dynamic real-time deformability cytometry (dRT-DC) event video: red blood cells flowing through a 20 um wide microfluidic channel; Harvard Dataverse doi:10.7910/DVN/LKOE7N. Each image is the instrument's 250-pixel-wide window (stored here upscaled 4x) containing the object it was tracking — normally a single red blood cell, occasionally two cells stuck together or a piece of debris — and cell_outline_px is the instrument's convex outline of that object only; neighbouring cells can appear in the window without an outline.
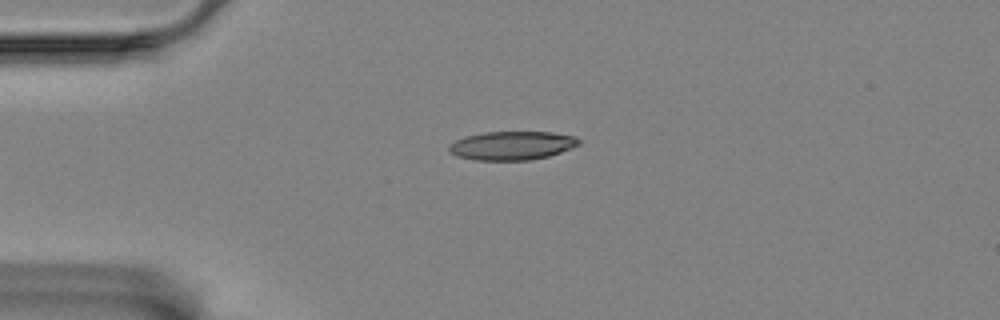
{"species": "Egyptian fruit bat (a non-hibernating species)", "species_latin": "Rousettus aegyptiacus", "temperature_condition": "room temperature", "stored_images_in_passage": 45, "camera_frame_rate_fps": 3000, "um_per_image_px": 0.085, "animal": {"sex": "female"}, "frame": {"image": 1, "passage_image": 1, "time_ms": 0.0, "image_size_px": [1000, 320], "cell_outline_px": [[580, 144], [572, 148], [548, 156], [528, 160], [476, 160], [456, 156], [448, 152], [448, 144], [456, 140], [468, 136], [484, 132], [552, 132], [572, 136], [580, 140]], "centroid_in_image_um": [43.49, 12.37], "position_along_channel_um": 41.5, "area_um2": 21.62}}
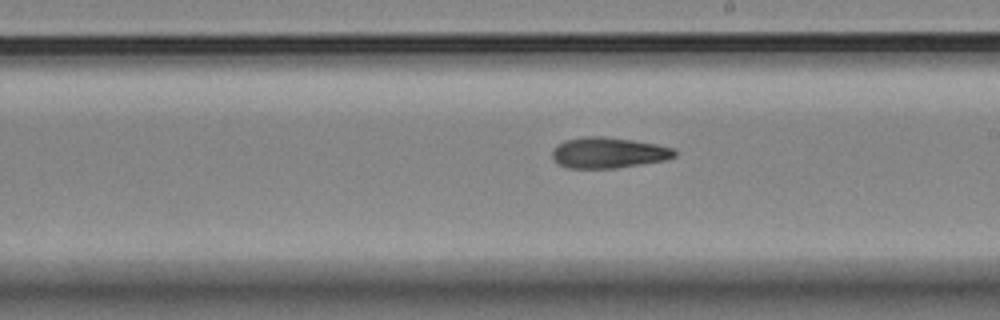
{"frame": {"image": 2, "passage_image": 20, "time_ms": 6.333, "image_size_px": [1000, 320], "cell_outline_px": [[676, 156], [668, 160], [616, 168], [568, 168], [552, 160], [552, 152], [556, 144], [564, 140], [588, 136], [604, 136], [632, 140], [656, 144], [676, 148]], "centroid_in_image_um": [51.73, 12.98], "position_along_channel_um": 237.3, "area_um2": 22.2}}
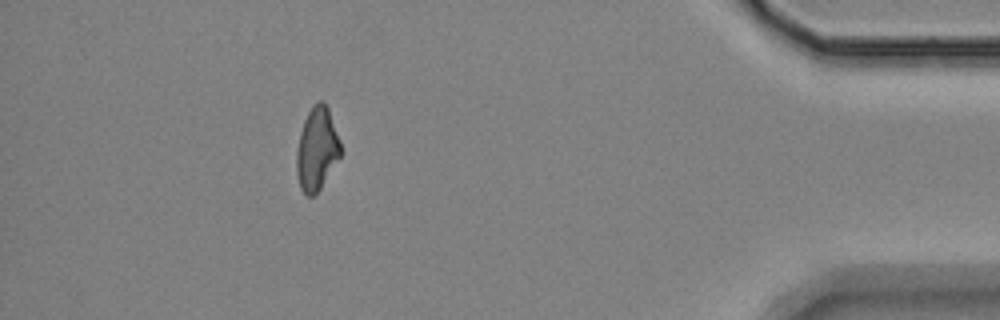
{"frame": {"image": 3, "passage_image": 39, "time_ms": 12.667, "image_size_px": [1000, 320], "cell_outline_px": [[344, 152], [320, 188], [312, 196], [308, 196], [300, 188], [296, 172], [296, 152], [300, 132], [304, 120], [312, 104], [316, 100], [324, 100], [328, 108]], "centroid_in_image_um": [26.94, 12.63], "position_along_channel_um": 408.3, "area_um2": 21.56}}